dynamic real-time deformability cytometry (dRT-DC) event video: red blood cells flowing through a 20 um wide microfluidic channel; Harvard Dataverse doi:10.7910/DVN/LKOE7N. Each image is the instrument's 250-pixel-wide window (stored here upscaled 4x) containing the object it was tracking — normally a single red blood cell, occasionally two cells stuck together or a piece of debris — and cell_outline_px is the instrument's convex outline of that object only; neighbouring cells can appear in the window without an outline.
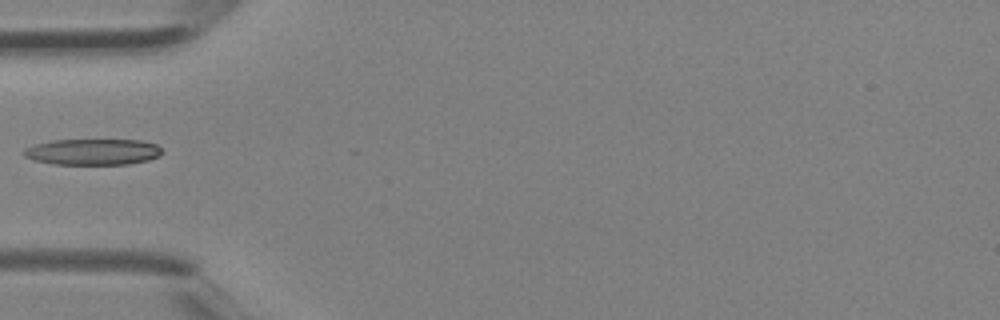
{"species": "Egyptian fruit bat (a non-hibernating species)", "species_latin": "Rousettus aegyptiacus", "temperature_condition": "room temperature", "stored_images_in_passage": 1, "camera_frame_rate_fps": 3000, "um_per_image_px": 0.085, "animal": {"sex": "female"}, "frame": {"image": 1, "passage_image": 1, "time_ms": 0.0, "image_size_px": [1000, 320], "cell_outline_px": [[164, 152], [160, 156], [148, 160], [128, 164], [52, 164], [36, 160], [24, 156], [24, 148], [36, 144], [52, 140], [144, 140], [156, 144]], "centroid_in_image_um": [7.93, 12.9], "position_along_channel_um": 77.1, "area_um2": 21.04}}